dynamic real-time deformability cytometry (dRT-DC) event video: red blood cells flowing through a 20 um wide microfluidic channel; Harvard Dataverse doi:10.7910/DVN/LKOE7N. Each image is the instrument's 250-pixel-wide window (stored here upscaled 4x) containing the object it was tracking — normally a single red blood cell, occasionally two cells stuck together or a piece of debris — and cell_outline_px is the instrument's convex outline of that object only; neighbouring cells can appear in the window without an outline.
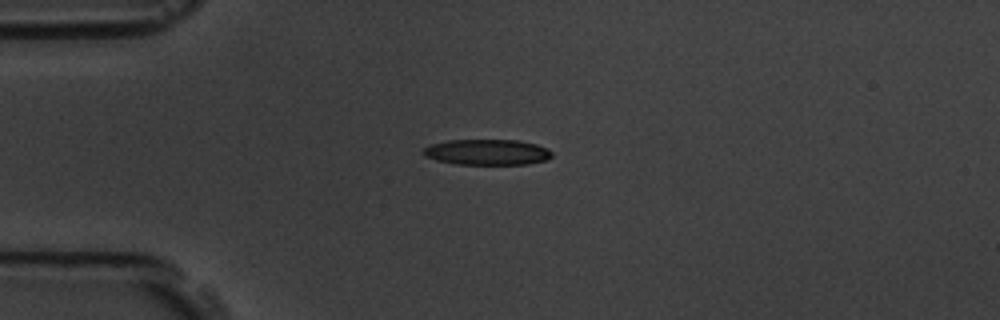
{"species": "common noctule bat (a hibernating species)", "species_latin": "Nyctalus noctula", "temperature_condition": "room temperature", "stored_images_in_passage": 42, "camera_frame_rate_fps": 3000, "um_per_image_px": 0.085, "animal": {"sex": "male", "body_mass_g": 19.5, "forearm_length_mm": 54.6}, "frame": {"image": 1, "passage_image": 1, "time_ms": 0.0, "image_size_px": [1000, 320], "cell_outline_px": [[552, 156], [544, 160], [528, 164], [456, 164], [436, 160], [424, 156], [424, 148], [428, 144], [448, 140], [516, 140], [536, 144], [548, 148], [552, 152]], "centroid_in_image_um": [41.39, 12.92], "position_along_channel_um": 43.6, "area_um2": 19.25}}
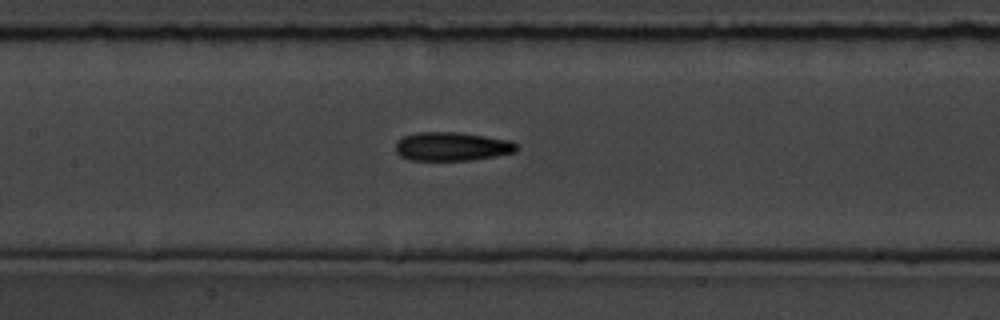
{"frame": {"image": 2, "passage_image": 13, "time_ms": 4.0, "image_size_px": [1000, 320], "cell_outline_px": [[520, 148], [516, 152], [496, 156], [472, 160], [408, 160], [400, 156], [396, 152], [396, 140], [404, 136], [416, 132], [460, 132], [508, 140], [516, 144]], "centroid_in_image_um": [38.4, 12.45], "position_along_channel_um": 169.0, "area_um2": 20.4}}
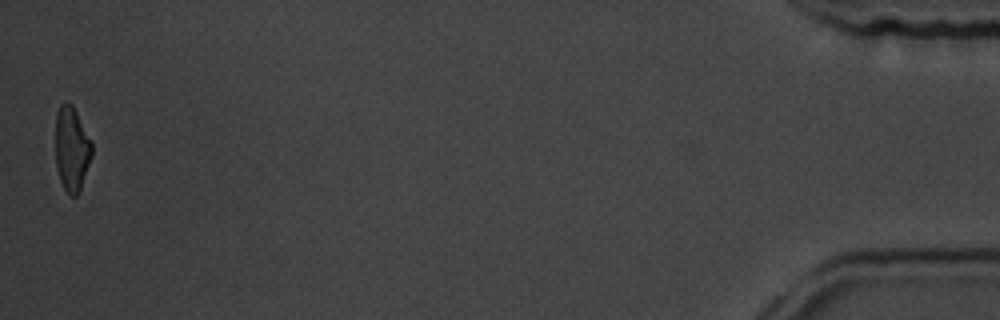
{"frame": {"image": 3, "passage_image": 42, "time_ms": 13.667, "image_size_px": [1000, 320], "cell_outline_px": [[92, 156], [80, 192], [76, 196], [72, 196], [64, 188], [60, 180], [56, 168], [56, 112], [60, 104], [72, 104], [92, 140]], "centroid_in_image_um": [6.11, 12.67], "position_along_channel_um": 429.1, "area_um2": 18.03}, "authors_computed_cell_mechanics": {"area_um2": 20.1433, "velocity_mm_per_s": 3.6826, "shape_relaxation_time_tau1_ms": 4.9853, "shape_relaxation_time_tau2_ms": 3.3663, "deformation_change_tau1": 0.1614, "deformation_change_tau2": 0.118}}